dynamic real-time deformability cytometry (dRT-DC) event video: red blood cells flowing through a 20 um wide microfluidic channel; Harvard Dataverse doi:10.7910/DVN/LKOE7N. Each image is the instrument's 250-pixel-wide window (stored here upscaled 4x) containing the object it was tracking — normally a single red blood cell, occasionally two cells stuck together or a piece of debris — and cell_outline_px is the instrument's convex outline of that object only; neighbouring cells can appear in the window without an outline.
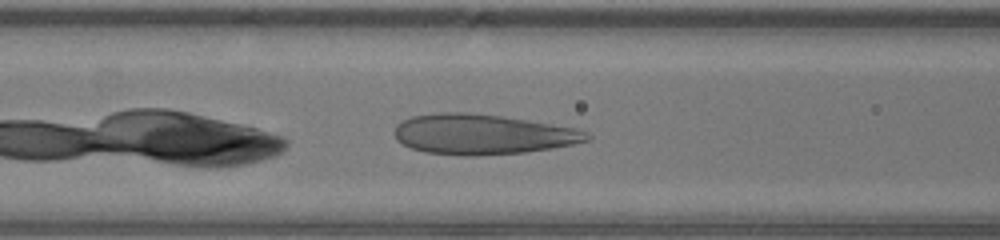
{"species": "human", "species_latin": "Homo sapiens", "temperature_condition": "warm", "stored_images_in_passage": 23, "camera_frame_rate_fps": 3000, "um_per_image_px": 0.085, "donor": {"sex": "male"}, "frame": {"image": 1, "passage_image": 6, "time_ms": 1.667, "image_size_px": [1000, 240], "cell_outline_px": [[592, 140], [552, 148], [524, 152], [476, 156], [464, 156], [424, 152], [412, 148], [396, 140], [396, 124], [412, 116], [440, 112], [468, 112], [500, 116], [572, 128], [588, 132], [592, 136]], "centroid_in_image_um": [40.99, 11.42], "position_along_channel_um": 125.6, "area_um2": 44.74}}
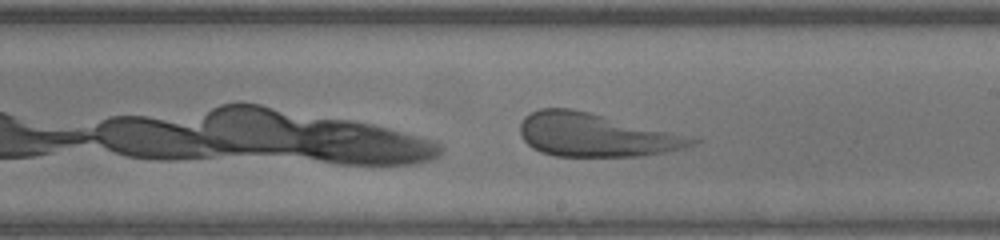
{"frame": {"image": 2, "passage_image": 14, "time_ms": 4.333, "image_size_px": [1000, 240], "cell_outline_px": [[700, 140], [684, 148], [668, 152], [640, 156], [556, 156], [540, 152], [532, 148], [524, 140], [520, 132], [520, 124], [524, 116], [540, 108], [572, 108], [700, 136]], "centroid_in_image_um": [50.74, 11.46], "position_along_channel_um": 238.3, "area_um2": 44.33}}
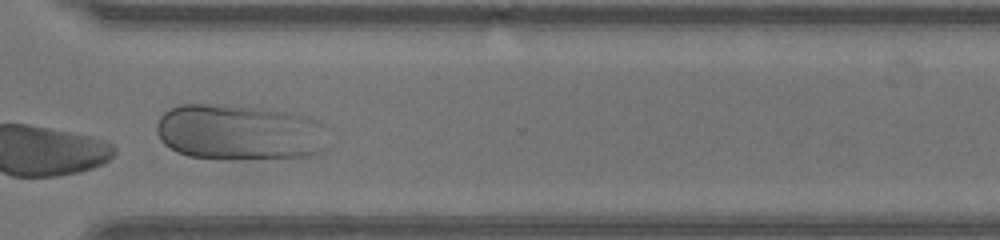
{"frame": {"image": 3, "passage_image": 22, "time_ms": 7.0, "image_size_px": [1000, 240], "cell_outline_px": [[328, 148], [320, 152], [308, 156], [188, 156], [176, 152], [164, 144], [160, 140], [156, 132], [156, 124], [160, 116], [164, 112], [180, 104], [216, 104], [256, 108], [284, 112], [308, 116], [316, 120], [320, 124]], "centroid_in_image_um": [20.28, 11.2], "position_along_channel_um": 350.3, "area_um2": 54.33}, "authors_computed_cell_mechanics": {"area_um2": 44.795, "velocity_mm_per_s": 4.2352, "shape_relaxation_time_tau1_ms": 5.9956, "shape_relaxation_time_tau2_ms": null, "deformation_change_tau1": 0.2497, "deformation_change_tau2": null}}